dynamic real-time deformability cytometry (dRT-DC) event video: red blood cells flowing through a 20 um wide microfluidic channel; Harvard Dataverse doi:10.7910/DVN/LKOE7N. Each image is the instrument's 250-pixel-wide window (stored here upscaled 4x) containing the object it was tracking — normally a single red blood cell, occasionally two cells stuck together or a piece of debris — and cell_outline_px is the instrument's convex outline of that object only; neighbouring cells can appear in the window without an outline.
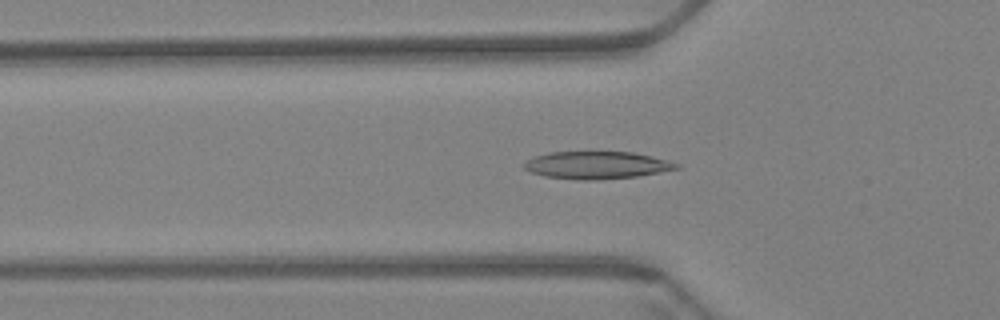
{"species": "Egyptian fruit bat (a non-hibernating species)", "species_latin": "Rousettus aegyptiacus", "temperature_condition": "warm", "stored_images_in_passage": 61, "camera_frame_rate_fps": 3000, "um_per_image_px": 0.085, "animal": {"sex": "female"}, "frame": {"image": 1, "passage_image": 20, "time_ms": 6.333, "image_size_px": [1000, 320], "cell_outline_px": [[680, 168], [636, 176], [596, 180], [576, 180], [544, 176], [532, 172], [524, 168], [524, 164], [528, 160], [536, 156], [548, 152], [632, 152], [652, 156], [668, 160], [680, 164]], "centroid_in_image_um": [50.73, 14.04], "position_along_channel_um": 75.1, "area_um2": 24.22}}
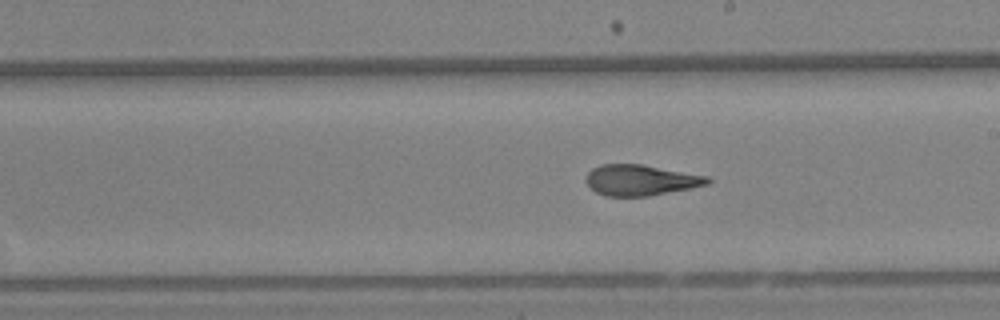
{"frame": {"image": 2, "passage_image": 34, "time_ms": 11.0, "image_size_px": [1000, 320], "cell_outline_px": [[712, 180], [708, 184], [648, 196], [604, 196], [596, 192], [584, 180], [588, 172], [592, 168], [600, 164], [640, 164], [708, 176]], "centroid_in_image_um": [54.41, 15.3], "position_along_channel_um": 234.6, "area_um2": 21.62}}
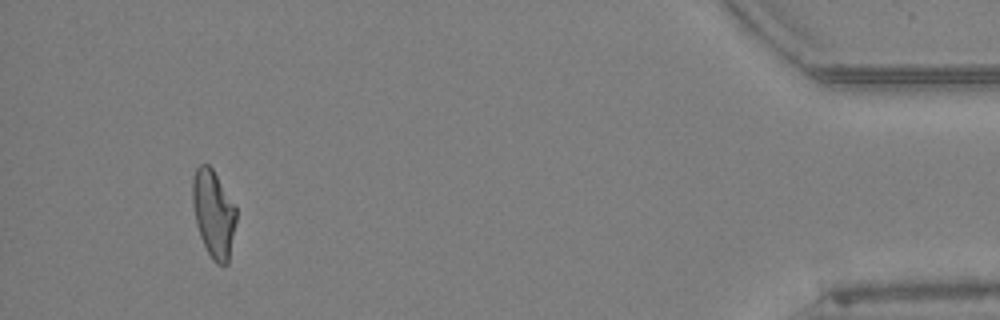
{"frame": {"image": 3, "passage_image": 56, "time_ms": 18.333, "image_size_px": [1000, 320], "cell_outline_px": [[236, 220], [228, 264], [216, 264], [212, 260], [200, 236], [196, 224], [192, 204], [192, 180], [196, 168], [200, 164], [208, 164], [212, 168], [236, 208]], "centroid_in_image_um": [18.13, 18.16], "position_along_channel_um": 417.1, "area_um2": 22.08}, "authors_computed_cell_mechanics": {"area_um2": 22.6576, "velocity_mm_per_s": 3.4304, "shape_relaxation_time_tau1_ms": null, "shape_relaxation_time_tau2_ms": 2.0449, "deformation_change_tau1": null, "deformation_change_tau2": 0.0938}}